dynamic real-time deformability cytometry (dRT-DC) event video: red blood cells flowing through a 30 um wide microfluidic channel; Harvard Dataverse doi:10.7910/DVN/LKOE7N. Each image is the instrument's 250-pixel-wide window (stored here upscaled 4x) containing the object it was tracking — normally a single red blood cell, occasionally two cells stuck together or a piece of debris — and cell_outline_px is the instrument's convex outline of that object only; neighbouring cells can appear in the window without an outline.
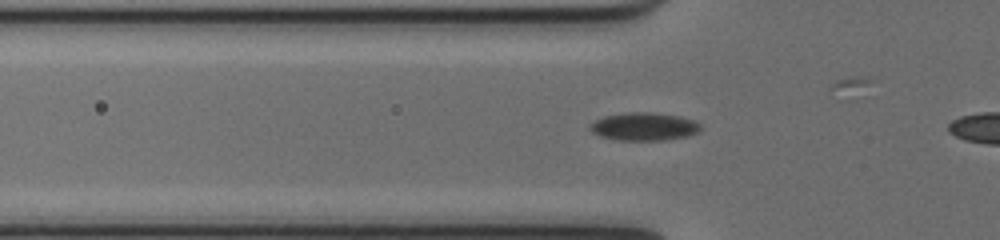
{"species": "common noctule bat (a hibernating species)", "species_latin": "Nyctalus noctula", "temperature_condition": "cold", "stored_images_in_passage": 9, "camera_frame_rate_fps": 3000, "um_per_image_px": 0.085, "animal": {"sex": "female", "body_mass_g": 17.0, "forearm_length_mm": 48.0}, "frame": {"image": 1, "passage_image": 3, "time_ms": 0.667, "image_size_px": [1000, 240], "cell_outline_px": [[700, 128], [696, 132], [684, 136], [660, 140], [620, 140], [600, 136], [592, 132], [588, 128], [596, 120], [604, 116], [628, 112], [648, 112], [676, 116], [692, 120], [700, 124]], "centroid_in_image_um": [54.68, 10.75], "position_along_channel_um": 71.1, "area_um2": 17.51}}
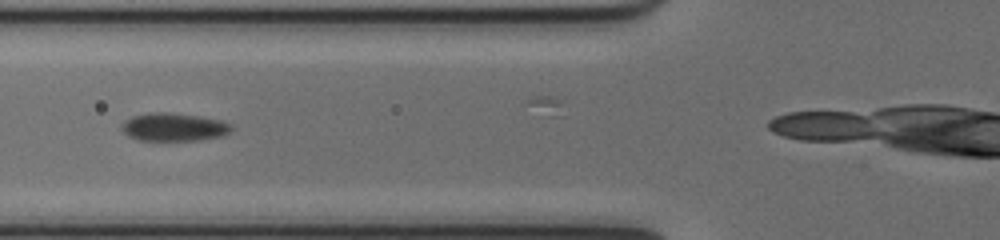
{"frame": {"image": 2, "passage_image": 6, "time_ms": 1.667, "image_size_px": [1000, 240], "cell_outline_px": [[232, 128], [228, 132], [220, 136], [200, 140], [140, 140], [128, 136], [120, 128], [124, 120], [132, 116], [148, 112], [168, 112], [196, 116], [220, 120], [232, 124]], "centroid_in_image_um": [14.72, 10.79], "position_along_channel_um": 111.1, "area_um2": 17.86}}